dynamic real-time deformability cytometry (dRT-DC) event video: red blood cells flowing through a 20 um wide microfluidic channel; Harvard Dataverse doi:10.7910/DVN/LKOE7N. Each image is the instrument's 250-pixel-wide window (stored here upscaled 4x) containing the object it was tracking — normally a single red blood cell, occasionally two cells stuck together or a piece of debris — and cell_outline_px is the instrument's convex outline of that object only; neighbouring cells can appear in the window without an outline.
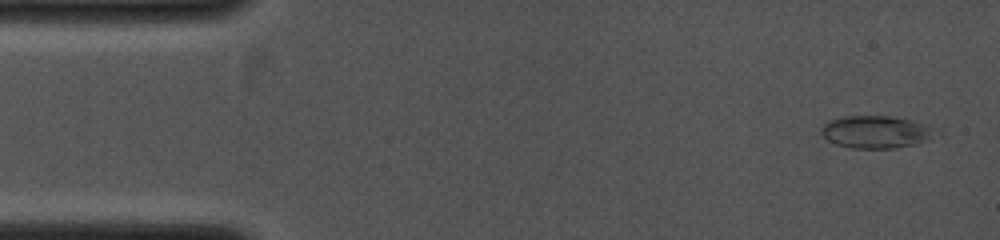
{"species": "common noctule bat (a hibernating species)", "species_latin": "Nyctalus noctula", "temperature_condition": "cold", "stored_images_in_passage": 42, "camera_frame_rate_fps": 4000, "um_per_image_px": 0.085, "animal": {"sex": "female", "body_mass_g": 19.0, "forearm_length_mm": 53.3}, "frame": {"image": 1, "passage_image": 2, "time_ms": 0.25, "image_size_px": [1000, 240], "cell_outline_px": [[940, 132], [916, 144], [892, 148], [852, 148], [836, 144], [828, 140], [820, 132], [820, 128], [828, 120], [844, 116], [892, 116], [908, 120], [936, 128]], "centroid_in_image_um": [74.42, 11.21], "position_along_channel_um": 10.6, "area_um2": 21.44}}
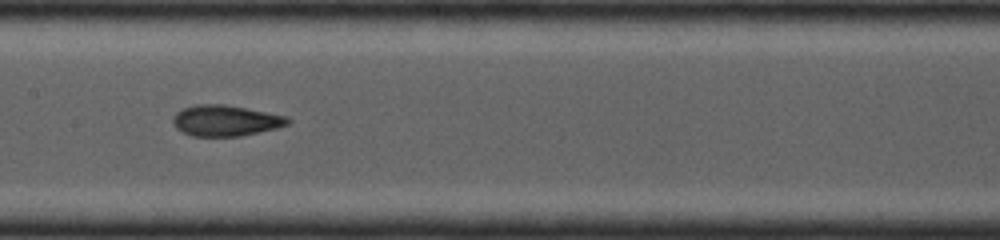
{"frame": {"image": 2, "passage_image": 21, "time_ms": 5.0, "image_size_px": [1000, 240], "cell_outline_px": [[292, 120], [288, 124], [276, 128], [240, 136], [192, 136], [176, 128], [172, 124], [172, 116], [176, 112], [184, 108], [196, 104], [224, 104], [288, 116]], "centroid_in_image_um": [19.16, 10.24], "position_along_channel_um": 188.2, "area_um2": 20.69}}
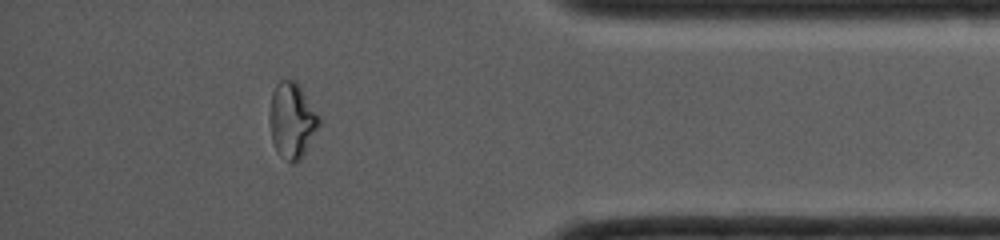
{"frame": {"image": 3, "passage_image": 37, "time_ms": 9.0, "image_size_px": [1000, 240], "cell_outline_px": [[320, 124], [300, 160], [292, 164], [276, 148], [272, 140], [268, 116], [272, 92], [276, 84], [280, 80], [296, 80], [320, 116]], "centroid_in_image_um": [24.81, 10.18], "position_along_channel_um": 410.4, "area_um2": 21.62}}